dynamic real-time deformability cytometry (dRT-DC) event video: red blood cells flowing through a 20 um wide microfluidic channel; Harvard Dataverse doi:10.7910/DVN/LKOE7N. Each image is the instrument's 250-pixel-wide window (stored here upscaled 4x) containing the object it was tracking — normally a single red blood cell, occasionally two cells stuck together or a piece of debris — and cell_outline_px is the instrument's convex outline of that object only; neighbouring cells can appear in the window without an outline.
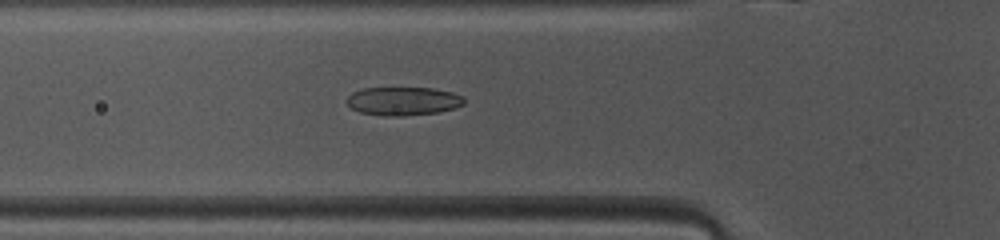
{"species": "common noctule bat (a hibernating species)", "species_latin": "Nyctalus noctula", "temperature_condition": "warm", "stored_images_in_passage": 47, "camera_frame_rate_fps": 3000, "um_per_image_px": 0.085, "animal": {"sex": "female", "body_mass_g": 10.0, "forearm_length_mm": 53.1}, "frame": {"image": 1, "passage_image": 15, "time_ms": 4.667, "image_size_px": [1000, 240], "cell_outline_px": [[464, 104], [456, 108], [436, 112], [400, 116], [388, 116], [360, 112], [352, 108], [344, 100], [352, 92], [364, 88], [432, 88], [452, 92], [464, 96]], "centroid_in_image_um": [34.27, 8.58], "position_along_channel_um": 91.5, "area_um2": 19.42}}
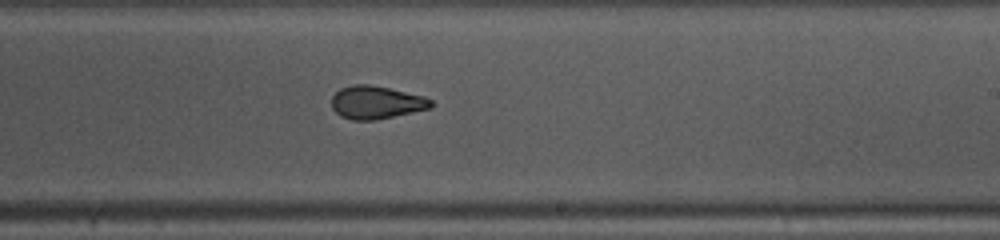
{"frame": {"image": 2, "passage_image": 27, "time_ms": 8.667, "image_size_px": [1000, 240], "cell_outline_px": [[436, 104], [432, 108], [372, 120], [352, 120], [340, 116], [332, 108], [332, 96], [340, 88], [352, 84], [368, 84], [388, 88], [424, 96], [432, 100]], "centroid_in_image_um": [31.98, 8.7], "position_along_channel_um": 257.0, "area_um2": 19.07}}
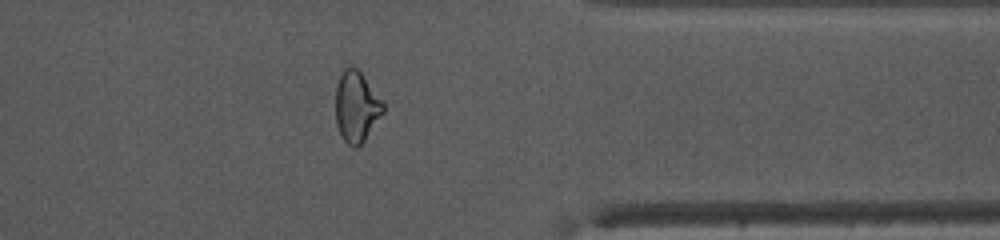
{"frame": {"image": 3, "passage_image": 37, "time_ms": 12.0, "image_size_px": [1000, 240], "cell_outline_px": [[384, 112], [364, 140], [356, 148], [352, 148], [340, 136], [336, 124], [336, 84], [344, 68], [356, 68], [360, 72], [384, 100]], "centroid_in_image_um": [30.3, 9.09], "position_along_channel_um": 381.1, "area_um2": 19.65}, "authors_computed_cell_mechanics": {"area_um2": 20.1722, "velocity_mm_per_s": 4.1144, "shape_relaxation_time_tau1_ms": 5.5787, "shape_relaxation_time_tau2_ms": 2.0884, "deformation_change_tau1": 0.1728, "deformation_change_tau2": 0.0803}}